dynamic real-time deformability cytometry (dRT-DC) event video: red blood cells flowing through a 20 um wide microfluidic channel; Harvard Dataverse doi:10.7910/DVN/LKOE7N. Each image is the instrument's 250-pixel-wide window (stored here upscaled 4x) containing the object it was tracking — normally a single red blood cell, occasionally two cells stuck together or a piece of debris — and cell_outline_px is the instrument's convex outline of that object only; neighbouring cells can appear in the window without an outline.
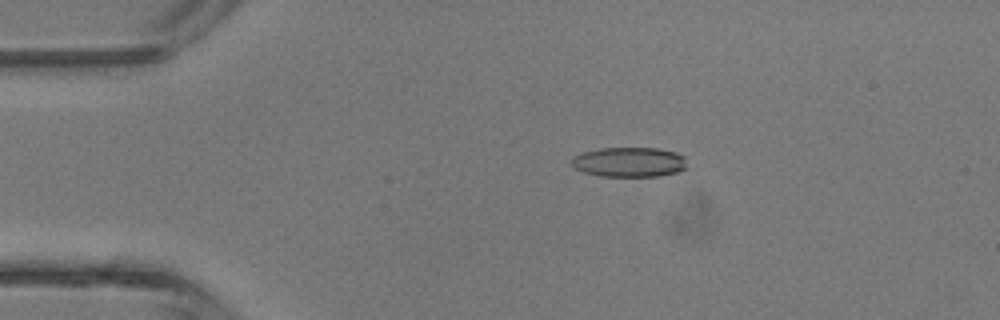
{"species": "common noctule bat (a hibernating species)", "species_latin": "Nyctalus noctula", "temperature_condition": "room temperature", "stored_images_in_passage": 4, "camera_frame_rate_fps": 3000, "um_per_image_px": 0.085, "animal": {"sex": "male", "body_mass_g": 13.3}, "frame": {"image": 1, "passage_image": 3, "time_ms": 2.333, "image_size_px": [1000, 320], "cell_outline_px": [[684, 168], [676, 172], [656, 176], [600, 176], [584, 172], [576, 168], [572, 164], [572, 156], [584, 152], [600, 148], [660, 148], [676, 152], [684, 156]], "centroid_in_image_um": [53.46, 13.76], "position_along_channel_um": 31.5, "area_um2": 19.83}}